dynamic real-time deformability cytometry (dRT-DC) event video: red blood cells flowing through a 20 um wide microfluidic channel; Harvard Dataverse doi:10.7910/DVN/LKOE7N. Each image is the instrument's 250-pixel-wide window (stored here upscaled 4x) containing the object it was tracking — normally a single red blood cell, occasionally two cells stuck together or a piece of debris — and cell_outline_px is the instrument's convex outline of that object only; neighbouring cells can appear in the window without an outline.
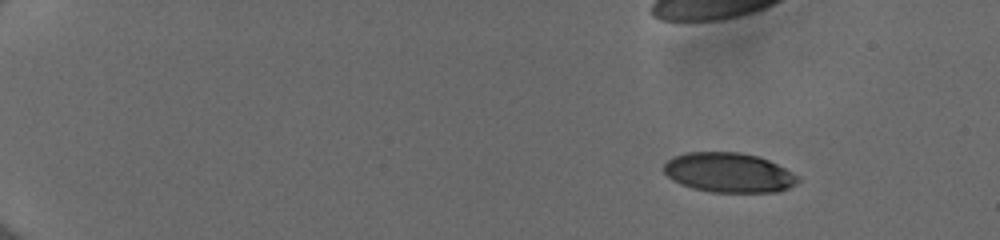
{"species": "human", "species_latin": "Homo sapiens", "temperature_condition": "cold", "stored_images_in_passage": 41, "camera_frame_rate_fps": 3000, "um_per_image_px": 0.085, "donor": {"sex": "female"}, "frame": {"image": 1, "passage_image": 1, "time_ms": 0.0, "image_size_px": [1000, 240], "cell_outline_px": [[800, 180], [796, 184], [788, 188], [776, 192], [712, 192], [692, 188], [680, 184], [672, 180], [664, 172], [664, 164], [672, 156], [688, 152], [740, 152], [760, 156], [800, 176]], "centroid_in_image_um": [61.95, 14.67], "position_along_channel_um": 23.1, "area_um2": 31.15}}